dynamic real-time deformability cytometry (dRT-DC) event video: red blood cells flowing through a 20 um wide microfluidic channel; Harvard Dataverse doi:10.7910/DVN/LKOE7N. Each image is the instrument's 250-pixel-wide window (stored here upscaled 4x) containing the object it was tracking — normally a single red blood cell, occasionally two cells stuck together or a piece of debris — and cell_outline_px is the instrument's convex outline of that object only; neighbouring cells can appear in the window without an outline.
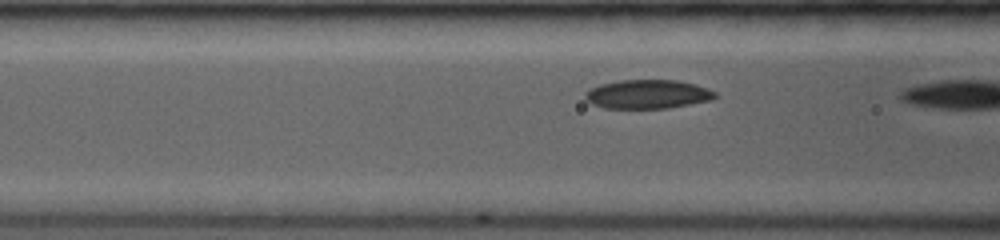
{"species": "common noctule bat (a hibernating species)", "species_latin": "Nyctalus noctula", "temperature_condition": "room temperature", "stored_images_in_passage": 7, "camera_frame_rate_fps": 3500, "um_per_image_px": 0.085, "animal": {"sex": "female", "body_mass_g": 19.0, "forearm_length_mm": 53.3}, "frame": {"image": 1, "passage_image": 7, "time_ms": 1.143, "image_size_px": [1000, 240], "cell_outline_px": [[716, 96], [712, 100], [668, 108], [604, 108], [592, 104], [584, 100], [584, 96], [592, 88], [600, 84], [620, 80], [676, 80], [696, 84], [708, 88], [716, 92]], "centroid_in_image_um": [55.06, 8.01], "position_along_channel_um": 111.5, "area_um2": 21.91}}